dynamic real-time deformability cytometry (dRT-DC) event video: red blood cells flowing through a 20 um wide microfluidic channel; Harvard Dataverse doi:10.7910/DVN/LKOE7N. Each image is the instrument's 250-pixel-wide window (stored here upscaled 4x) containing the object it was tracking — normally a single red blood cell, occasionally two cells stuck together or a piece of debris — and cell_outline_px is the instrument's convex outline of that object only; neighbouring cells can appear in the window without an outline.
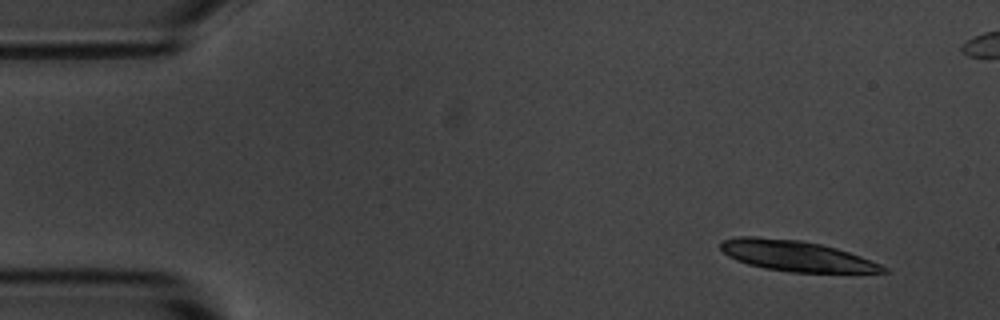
{"species": "common noctule bat (a hibernating species)", "species_latin": "Nyctalus noctula", "temperature_condition": "room temperature", "stored_images_in_passage": 5, "camera_frame_rate_fps": 3000, "um_per_image_px": 0.085, "animal": {"sex": "male", "body_mass_g": 20.1, "forearm_length_mm": 53.5}, "frame": {"image": 1, "passage_image": 1, "time_ms": 0.0, "image_size_px": [1000, 320], "cell_outline_px": [[892, 272], [788, 272], [764, 268], [748, 264], [736, 260], [728, 256], [720, 248], [720, 240], [736, 236], [756, 236], [800, 240], [820, 244], [836, 248], [860, 256], [880, 264], [888, 268]], "centroid_in_image_um": [67.63, 21.74], "position_along_channel_um": 17.4, "area_um2": 29.02}}